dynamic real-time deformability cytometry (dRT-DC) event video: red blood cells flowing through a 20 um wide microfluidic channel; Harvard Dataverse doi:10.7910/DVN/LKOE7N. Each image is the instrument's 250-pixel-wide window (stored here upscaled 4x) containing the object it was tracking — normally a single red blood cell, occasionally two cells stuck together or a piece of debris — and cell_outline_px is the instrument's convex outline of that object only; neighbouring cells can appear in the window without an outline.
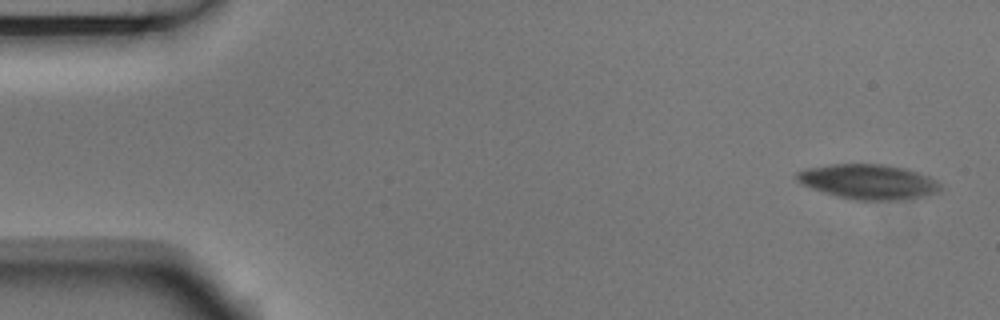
{"species": "Egyptian fruit bat (a non-hibernating species)", "species_latin": "Rousettus aegyptiacus", "temperature_condition": "room temperature", "stored_images_in_passage": 4, "camera_frame_rate_fps": 3000, "um_per_image_px": 0.085, "animal": {"sex": "male"}, "frame": {"image": 1, "passage_image": 1, "time_ms": 0.0, "image_size_px": [1000, 320], "cell_outline_px": [[944, 188], [936, 192], [924, 196], [896, 200], [856, 200], [840, 196], [812, 188], [800, 184], [796, 180], [796, 172], [808, 168], [832, 164], [880, 164], [904, 168], [928, 176], [936, 180]], "centroid_in_image_um": [73.81, 15.44], "position_along_channel_um": 11.2, "area_um2": 28.84}}
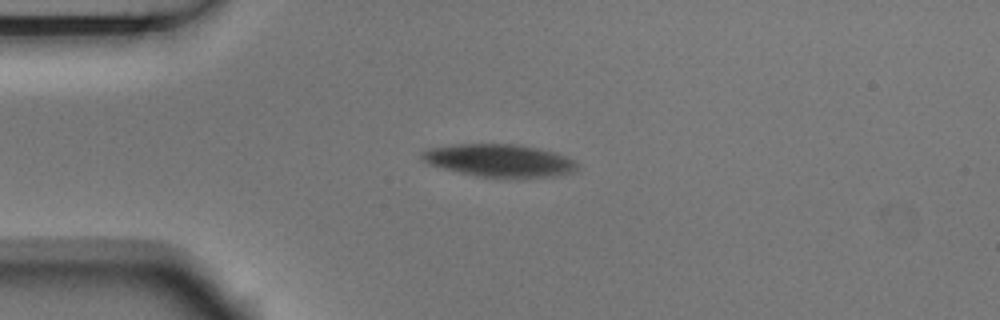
{"frame": {"image": 2, "passage_image": 4, "time_ms": 1.0, "image_size_px": [1000, 320], "cell_outline_px": [[576, 172], [552, 176], [504, 180], [476, 176], [428, 164], [420, 156], [428, 148], [456, 144], [512, 144], [536, 148], [568, 156], [576, 160]], "centroid_in_image_um": [42.48, 13.68], "position_along_channel_um": 42.5, "area_um2": 29.94}}